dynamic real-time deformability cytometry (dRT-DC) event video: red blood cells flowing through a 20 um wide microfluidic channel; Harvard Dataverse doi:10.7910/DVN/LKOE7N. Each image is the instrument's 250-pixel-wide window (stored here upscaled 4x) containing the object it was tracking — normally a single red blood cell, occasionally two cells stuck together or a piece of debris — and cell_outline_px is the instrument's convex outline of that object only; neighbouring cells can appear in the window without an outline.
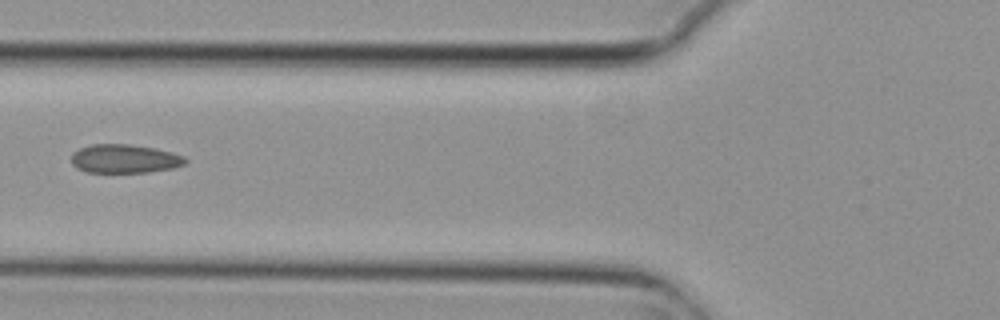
{"species": "common noctule bat (a hibernating species)", "species_latin": "Nyctalus noctula", "temperature_condition": "cold", "stored_images_in_passage": 7, "camera_frame_rate_fps": 3000, "um_per_image_px": 0.085, "animal": {"sex": "female", "body_mass_g": 29.2, "forearm_length_mm": 56.3}, "frame": {"image": 1, "passage_image": 6, "time_ms": 1.667, "image_size_px": [1000, 320], "cell_outline_px": [[188, 160], [184, 164], [172, 168], [148, 172], [88, 172], [76, 168], [72, 164], [72, 152], [80, 148], [92, 144], [128, 144], [156, 148], [172, 152], [184, 156]], "centroid_in_image_um": [10.59, 13.49], "position_along_channel_um": 115.2, "area_um2": 19.07}}
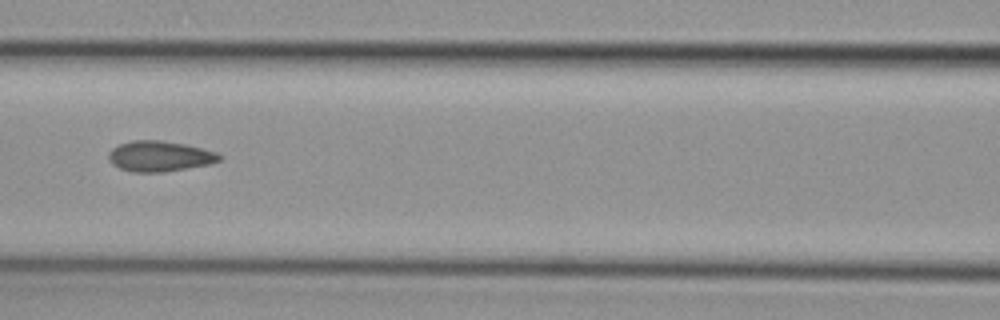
{"frame": {"image": 2, "passage_image": 7, "time_ms": 2.0, "image_size_px": [1000, 320], "cell_outline_px": [[224, 156], [220, 160], [208, 164], [164, 172], [132, 172], [120, 168], [112, 164], [108, 160], [108, 152], [112, 148], [120, 144], [132, 140], [160, 140], [184, 144], [216, 152]], "centroid_in_image_um": [13.54, 13.28], "position_along_channel_um": 153.1, "area_um2": 19.65}}